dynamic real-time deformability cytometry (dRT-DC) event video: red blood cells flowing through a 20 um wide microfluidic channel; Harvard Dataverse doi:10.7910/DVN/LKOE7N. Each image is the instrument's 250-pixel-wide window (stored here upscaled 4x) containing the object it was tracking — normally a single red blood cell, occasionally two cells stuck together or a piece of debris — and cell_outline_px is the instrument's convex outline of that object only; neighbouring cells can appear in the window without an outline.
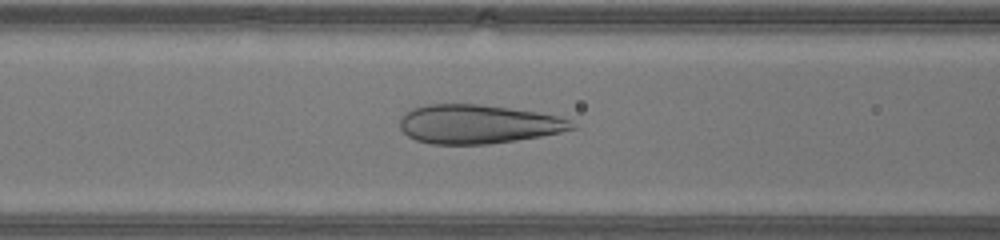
{"species": "human", "species_latin": "Homo sapiens", "temperature_condition": "warm", "stored_images_in_passage": 29, "camera_frame_rate_fps": 3000, "um_per_image_px": 0.085, "donor": {"sex": "male"}, "frame": {"image": 1, "passage_image": 8, "time_ms": 2.333, "image_size_px": [1000, 240], "cell_outline_px": [[576, 128], [560, 132], [540, 136], [516, 140], [488, 144], [432, 144], [416, 140], [408, 136], [400, 128], [400, 120], [412, 108], [428, 104], [480, 104], [536, 112], [556, 116], [568, 120]], "centroid_in_image_um": [40.59, 10.55], "position_along_channel_um": 126.0, "area_um2": 38.55}}
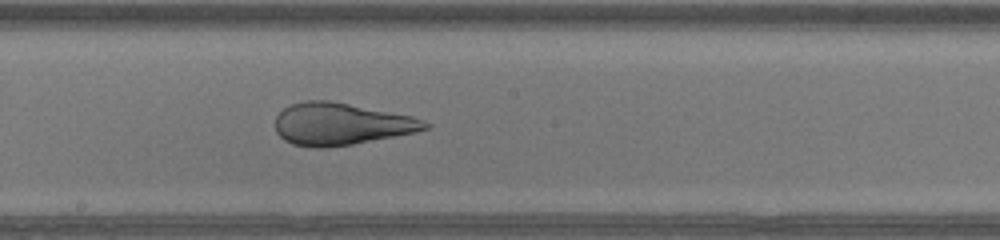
{"frame": {"image": 2, "passage_image": 14, "time_ms": 4.333, "image_size_px": [1000, 240], "cell_outline_px": [[432, 124], [428, 128], [416, 132], [352, 144], [324, 148], [312, 148], [292, 144], [284, 140], [276, 132], [276, 116], [284, 108], [292, 104], [304, 100], [328, 100], [412, 116]], "centroid_in_image_um": [28.96, 10.55], "position_along_channel_um": 219.2, "area_um2": 36.59}}
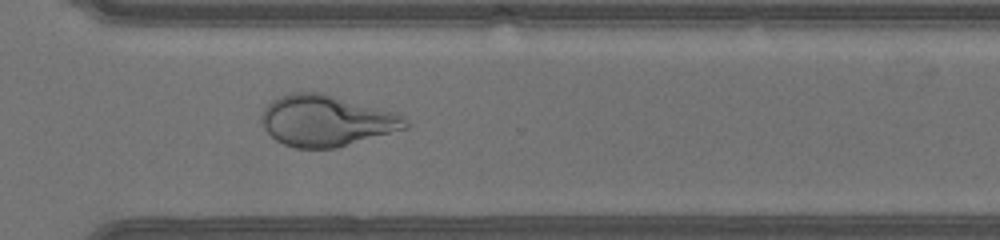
{"frame": {"image": 3, "passage_image": 22, "time_ms": 7.0, "image_size_px": [1000, 240], "cell_outline_px": [[408, 128], [336, 148], [296, 148], [284, 144], [276, 140], [264, 128], [260, 120], [260, 116], [264, 108], [272, 100], [288, 92], [324, 92], [396, 112], [404, 116], [408, 120]], "centroid_in_image_um": [27.75, 10.24], "position_along_channel_um": 342.9, "area_um2": 43.29}}